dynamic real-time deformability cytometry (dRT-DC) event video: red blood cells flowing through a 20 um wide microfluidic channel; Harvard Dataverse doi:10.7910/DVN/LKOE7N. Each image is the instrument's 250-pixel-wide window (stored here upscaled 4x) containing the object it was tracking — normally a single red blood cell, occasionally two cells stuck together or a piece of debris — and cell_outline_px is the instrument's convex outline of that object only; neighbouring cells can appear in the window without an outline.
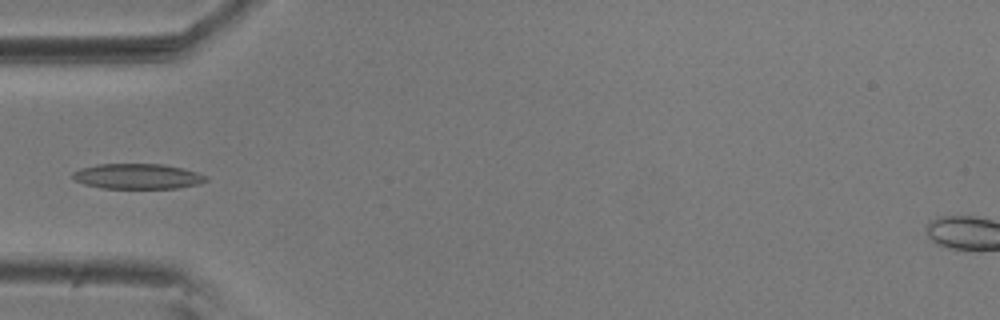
{"species": "common noctule bat (a hibernating species)", "species_latin": "Nyctalus noctula", "temperature_condition": "room temperature", "stored_images_in_passage": 39, "camera_frame_rate_fps": 3000, "um_per_image_px": 0.085, "animal": {"sex": "male", "body_mass_g": 20.5, "forearm_length_mm": 52.5}, "frame": {"image": 1, "passage_image": 1, "time_ms": 0.0, "image_size_px": [1000, 320], "cell_outline_px": [[208, 180], [200, 184], [176, 188], [104, 188], [84, 184], [76, 180], [72, 176], [72, 172], [80, 168], [96, 164], [164, 164], [184, 168], [208, 176]], "centroid_in_image_um": [11.72, 14.98], "position_along_channel_um": 73.3, "area_um2": 19.71}}
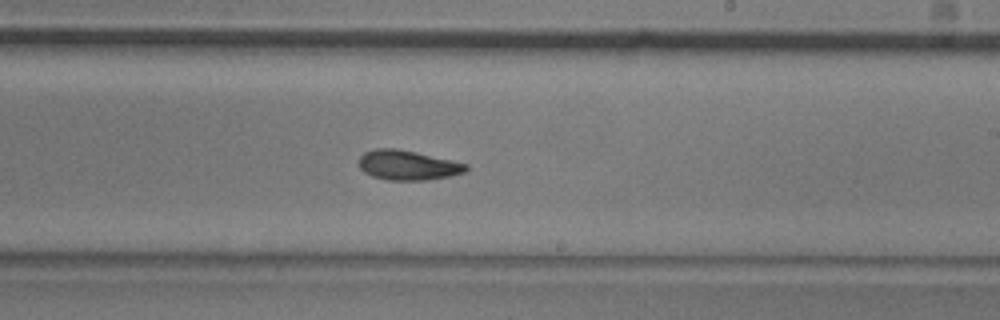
{"frame": {"image": 2, "passage_image": 16, "time_ms": 5.0, "image_size_px": [1000, 320], "cell_outline_px": [[468, 168], [464, 172], [452, 176], [428, 180], [388, 180], [372, 176], [364, 172], [360, 168], [360, 156], [364, 152], [376, 148], [396, 148], [416, 152], [468, 164]], "centroid_in_image_um": [34.66, 14.04], "position_along_channel_um": 254.3, "area_um2": 18.55}}
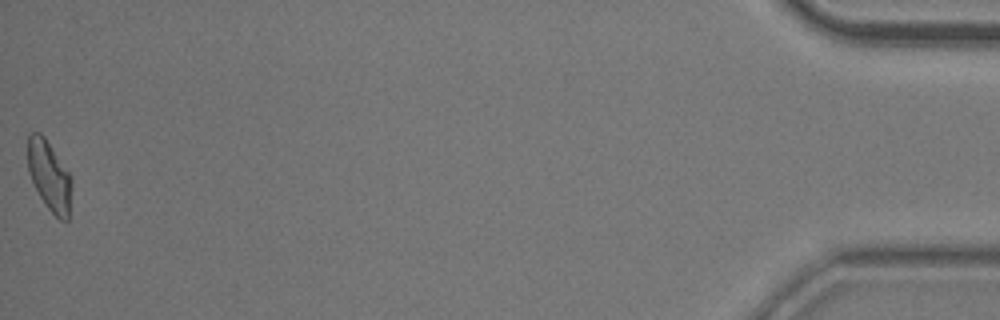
{"frame": {"image": 3, "passage_image": 39, "time_ms": 12.667, "image_size_px": [1000, 320], "cell_outline_px": [[72, 184], [68, 220], [60, 220], [48, 208], [40, 196], [32, 180], [28, 168], [28, 136], [32, 132], [40, 132], [44, 136], [72, 176]], "centroid_in_image_um": [4.21, 14.93], "position_along_channel_um": 431.0, "area_um2": 17.74}}